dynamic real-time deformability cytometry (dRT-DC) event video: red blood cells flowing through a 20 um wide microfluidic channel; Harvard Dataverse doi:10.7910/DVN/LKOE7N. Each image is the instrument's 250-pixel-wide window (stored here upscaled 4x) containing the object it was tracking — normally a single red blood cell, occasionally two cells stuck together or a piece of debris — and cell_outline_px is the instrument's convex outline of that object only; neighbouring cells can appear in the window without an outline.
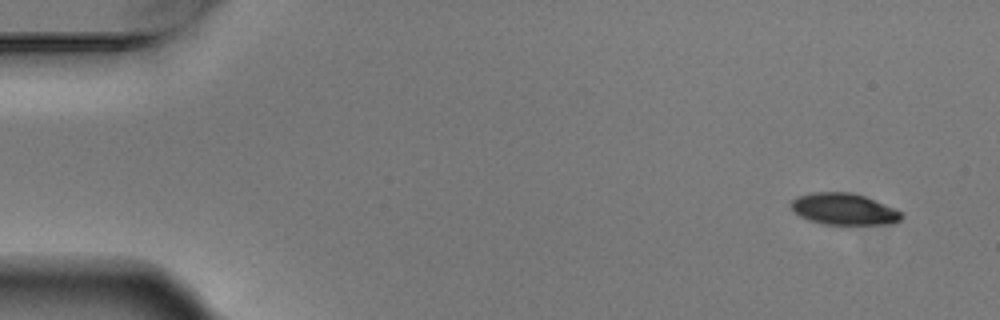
{"species": "Egyptian fruit bat (a non-hibernating species)", "species_latin": "Rousettus aegyptiacus", "temperature_condition": "warm", "stored_images_in_passage": 7, "camera_frame_rate_fps": 3000, "um_per_image_px": 0.085, "animal": {"sex": "male"}, "frame": {"image": 1, "passage_image": 1, "time_ms": 0.0, "image_size_px": [1000, 320], "cell_outline_px": [[904, 216], [900, 220], [892, 224], [848, 228], [820, 224], [808, 220], [792, 212], [788, 204], [796, 196], [812, 192], [852, 192], [864, 196], [892, 208], [900, 212]], "centroid_in_image_um": [71.68, 17.84], "position_along_channel_um": 13.3, "area_um2": 21.44}}
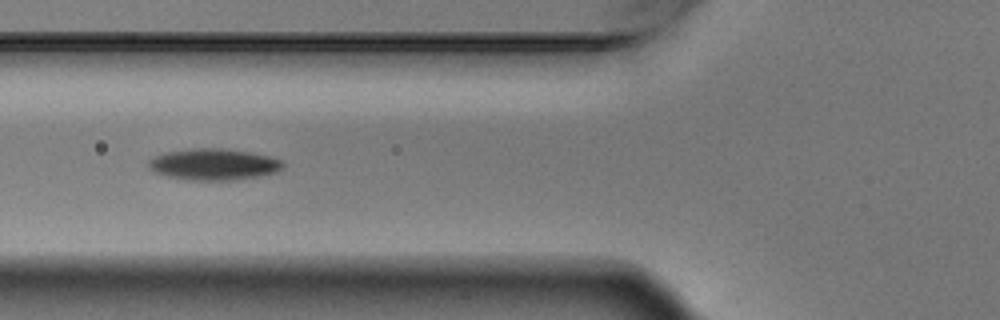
{"frame": {"image": 2, "passage_image": 6, "time_ms": 1.667, "image_size_px": [1000, 320], "cell_outline_px": [[284, 164], [276, 172], [260, 176], [232, 180], [192, 180], [168, 176], [156, 172], [148, 164], [148, 160], [156, 156], [168, 152], [192, 148], [220, 148], [248, 152], [268, 156], [280, 160]], "centroid_in_image_um": [18.17, 13.97], "position_along_channel_um": 107.6, "area_um2": 24.1}}
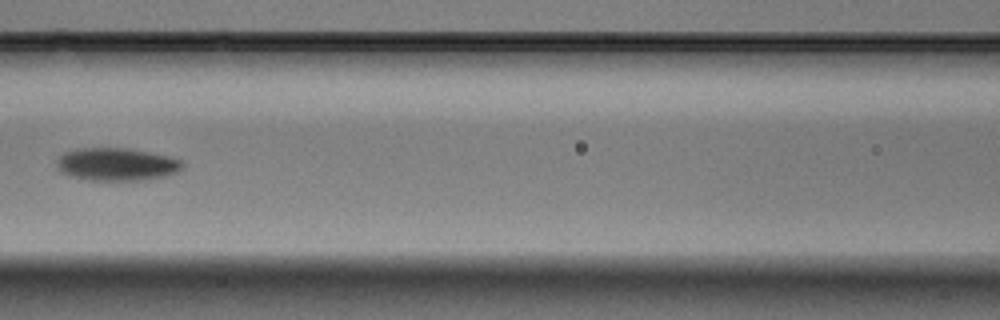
{"frame": {"image": 3, "passage_image": 7, "time_ms": 2.0, "image_size_px": [1000, 320], "cell_outline_px": [[184, 164], [176, 172], [164, 176], [148, 180], [88, 180], [68, 176], [60, 172], [56, 164], [56, 160], [64, 152], [80, 148], [124, 148], [164, 156], [180, 160]], "centroid_in_image_um": [9.83, 13.98], "position_along_channel_um": 156.8, "area_um2": 23.76}}